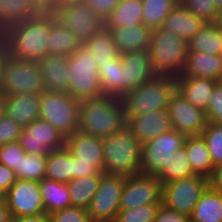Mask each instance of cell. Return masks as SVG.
<instances>
[{
	"label": "cell",
	"mask_w": 222,
	"mask_h": 222,
	"mask_svg": "<svg viewBox=\"0 0 222 222\" xmlns=\"http://www.w3.org/2000/svg\"><path fill=\"white\" fill-rule=\"evenodd\" d=\"M126 125L121 98L102 95L86 98L79 103L78 130L106 138Z\"/></svg>",
	"instance_id": "cell-1"
},
{
	"label": "cell",
	"mask_w": 222,
	"mask_h": 222,
	"mask_svg": "<svg viewBox=\"0 0 222 222\" xmlns=\"http://www.w3.org/2000/svg\"><path fill=\"white\" fill-rule=\"evenodd\" d=\"M104 173L131 176L141 173V146L125 125L103 138Z\"/></svg>",
	"instance_id": "cell-2"
},
{
	"label": "cell",
	"mask_w": 222,
	"mask_h": 222,
	"mask_svg": "<svg viewBox=\"0 0 222 222\" xmlns=\"http://www.w3.org/2000/svg\"><path fill=\"white\" fill-rule=\"evenodd\" d=\"M176 91V78L155 75L122 98L125 119L128 116L149 114L157 110H167L172 95Z\"/></svg>",
	"instance_id": "cell-3"
},
{
	"label": "cell",
	"mask_w": 222,
	"mask_h": 222,
	"mask_svg": "<svg viewBox=\"0 0 222 222\" xmlns=\"http://www.w3.org/2000/svg\"><path fill=\"white\" fill-rule=\"evenodd\" d=\"M188 51L187 40L162 28L152 29L148 52L156 75L178 77Z\"/></svg>",
	"instance_id": "cell-4"
},
{
	"label": "cell",
	"mask_w": 222,
	"mask_h": 222,
	"mask_svg": "<svg viewBox=\"0 0 222 222\" xmlns=\"http://www.w3.org/2000/svg\"><path fill=\"white\" fill-rule=\"evenodd\" d=\"M53 14H39L14 25L16 57L39 62L48 54Z\"/></svg>",
	"instance_id": "cell-5"
},
{
	"label": "cell",
	"mask_w": 222,
	"mask_h": 222,
	"mask_svg": "<svg viewBox=\"0 0 222 222\" xmlns=\"http://www.w3.org/2000/svg\"><path fill=\"white\" fill-rule=\"evenodd\" d=\"M70 76L68 93L79 101L104 95L98 65L91 52L82 44L68 56Z\"/></svg>",
	"instance_id": "cell-6"
},
{
	"label": "cell",
	"mask_w": 222,
	"mask_h": 222,
	"mask_svg": "<svg viewBox=\"0 0 222 222\" xmlns=\"http://www.w3.org/2000/svg\"><path fill=\"white\" fill-rule=\"evenodd\" d=\"M80 101L68 92L41 93L39 118L57 128L67 138L78 131Z\"/></svg>",
	"instance_id": "cell-7"
},
{
	"label": "cell",
	"mask_w": 222,
	"mask_h": 222,
	"mask_svg": "<svg viewBox=\"0 0 222 222\" xmlns=\"http://www.w3.org/2000/svg\"><path fill=\"white\" fill-rule=\"evenodd\" d=\"M44 77L38 62L25 59L7 61L0 86V96L21 93H43Z\"/></svg>",
	"instance_id": "cell-8"
},
{
	"label": "cell",
	"mask_w": 222,
	"mask_h": 222,
	"mask_svg": "<svg viewBox=\"0 0 222 222\" xmlns=\"http://www.w3.org/2000/svg\"><path fill=\"white\" fill-rule=\"evenodd\" d=\"M54 14L81 44L105 29V20L84 1L60 4Z\"/></svg>",
	"instance_id": "cell-9"
},
{
	"label": "cell",
	"mask_w": 222,
	"mask_h": 222,
	"mask_svg": "<svg viewBox=\"0 0 222 222\" xmlns=\"http://www.w3.org/2000/svg\"><path fill=\"white\" fill-rule=\"evenodd\" d=\"M208 187V178L198 174L163 183L162 205L191 216L197 202Z\"/></svg>",
	"instance_id": "cell-10"
},
{
	"label": "cell",
	"mask_w": 222,
	"mask_h": 222,
	"mask_svg": "<svg viewBox=\"0 0 222 222\" xmlns=\"http://www.w3.org/2000/svg\"><path fill=\"white\" fill-rule=\"evenodd\" d=\"M186 135L171 129L141 146V173L156 176L177 150L184 147Z\"/></svg>",
	"instance_id": "cell-11"
},
{
	"label": "cell",
	"mask_w": 222,
	"mask_h": 222,
	"mask_svg": "<svg viewBox=\"0 0 222 222\" xmlns=\"http://www.w3.org/2000/svg\"><path fill=\"white\" fill-rule=\"evenodd\" d=\"M127 176L103 173L88 213L93 222H115Z\"/></svg>",
	"instance_id": "cell-12"
},
{
	"label": "cell",
	"mask_w": 222,
	"mask_h": 222,
	"mask_svg": "<svg viewBox=\"0 0 222 222\" xmlns=\"http://www.w3.org/2000/svg\"><path fill=\"white\" fill-rule=\"evenodd\" d=\"M26 154L48 155L52 150L66 146L62 133L43 119H35L23 128L17 141Z\"/></svg>",
	"instance_id": "cell-13"
},
{
	"label": "cell",
	"mask_w": 222,
	"mask_h": 222,
	"mask_svg": "<svg viewBox=\"0 0 222 222\" xmlns=\"http://www.w3.org/2000/svg\"><path fill=\"white\" fill-rule=\"evenodd\" d=\"M162 182L154 175L143 173L126 177L120 199V209L162 203Z\"/></svg>",
	"instance_id": "cell-14"
},
{
	"label": "cell",
	"mask_w": 222,
	"mask_h": 222,
	"mask_svg": "<svg viewBox=\"0 0 222 222\" xmlns=\"http://www.w3.org/2000/svg\"><path fill=\"white\" fill-rule=\"evenodd\" d=\"M6 203L12 218L46 214L37 181L17 179L6 192Z\"/></svg>",
	"instance_id": "cell-15"
},
{
	"label": "cell",
	"mask_w": 222,
	"mask_h": 222,
	"mask_svg": "<svg viewBox=\"0 0 222 222\" xmlns=\"http://www.w3.org/2000/svg\"><path fill=\"white\" fill-rule=\"evenodd\" d=\"M172 128L186 136L201 135L208 120L206 112L191 105L177 91L167 106Z\"/></svg>",
	"instance_id": "cell-16"
},
{
	"label": "cell",
	"mask_w": 222,
	"mask_h": 222,
	"mask_svg": "<svg viewBox=\"0 0 222 222\" xmlns=\"http://www.w3.org/2000/svg\"><path fill=\"white\" fill-rule=\"evenodd\" d=\"M123 72V96L156 75L148 50L120 54Z\"/></svg>",
	"instance_id": "cell-17"
},
{
	"label": "cell",
	"mask_w": 222,
	"mask_h": 222,
	"mask_svg": "<svg viewBox=\"0 0 222 222\" xmlns=\"http://www.w3.org/2000/svg\"><path fill=\"white\" fill-rule=\"evenodd\" d=\"M126 126L141 144L147 143L158 135L173 129L167 110H157L139 116H128Z\"/></svg>",
	"instance_id": "cell-18"
},
{
	"label": "cell",
	"mask_w": 222,
	"mask_h": 222,
	"mask_svg": "<svg viewBox=\"0 0 222 222\" xmlns=\"http://www.w3.org/2000/svg\"><path fill=\"white\" fill-rule=\"evenodd\" d=\"M1 97L3 113L23 128L39 118L40 93H21Z\"/></svg>",
	"instance_id": "cell-19"
},
{
	"label": "cell",
	"mask_w": 222,
	"mask_h": 222,
	"mask_svg": "<svg viewBox=\"0 0 222 222\" xmlns=\"http://www.w3.org/2000/svg\"><path fill=\"white\" fill-rule=\"evenodd\" d=\"M66 147L78 161L90 163L99 172H104L102 138L78 130L66 138Z\"/></svg>",
	"instance_id": "cell-20"
},
{
	"label": "cell",
	"mask_w": 222,
	"mask_h": 222,
	"mask_svg": "<svg viewBox=\"0 0 222 222\" xmlns=\"http://www.w3.org/2000/svg\"><path fill=\"white\" fill-rule=\"evenodd\" d=\"M217 80L209 77H176V91L191 105L206 111Z\"/></svg>",
	"instance_id": "cell-21"
},
{
	"label": "cell",
	"mask_w": 222,
	"mask_h": 222,
	"mask_svg": "<svg viewBox=\"0 0 222 222\" xmlns=\"http://www.w3.org/2000/svg\"><path fill=\"white\" fill-rule=\"evenodd\" d=\"M38 64L47 91L68 92L70 82L68 56L47 54Z\"/></svg>",
	"instance_id": "cell-22"
},
{
	"label": "cell",
	"mask_w": 222,
	"mask_h": 222,
	"mask_svg": "<svg viewBox=\"0 0 222 222\" xmlns=\"http://www.w3.org/2000/svg\"><path fill=\"white\" fill-rule=\"evenodd\" d=\"M204 25L205 22L179 2L163 20L161 28L189 41Z\"/></svg>",
	"instance_id": "cell-23"
},
{
	"label": "cell",
	"mask_w": 222,
	"mask_h": 222,
	"mask_svg": "<svg viewBox=\"0 0 222 222\" xmlns=\"http://www.w3.org/2000/svg\"><path fill=\"white\" fill-rule=\"evenodd\" d=\"M110 31L113 42L120 54L135 51L148 50L152 29L143 23L133 28H106Z\"/></svg>",
	"instance_id": "cell-24"
},
{
	"label": "cell",
	"mask_w": 222,
	"mask_h": 222,
	"mask_svg": "<svg viewBox=\"0 0 222 222\" xmlns=\"http://www.w3.org/2000/svg\"><path fill=\"white\" fill-rule=\"evenodd\" d=\"M221 66L219 55L188 51L185 66L179 76L209 77L220 81Z\"/></svg>",
	"instance_id": "cell-25"
},
{
	"label": "cell",
	"mask_w": 222,
	"mask_h": 222,
	"mask_svg": "<svg viewBox=\"0 0 222 222\" xmlns=\"http://www.w3.org/2000/svg\"><path fill=\"white\" fill-rule=\"evenodd\" d=\"M184 147L195 174L209 178L214 165L202 135L187 136Z\"/></svg>",
	"instance_id": "cell-26"
},
{
	"label": "cell",
	"mask_w": 222,
	"mask_h": 222,
	"mask_svg": "<svg viewBox=\"0 0 222 222\" xmlns=\"http://www.w3.org/2000/svg\"><path fill=\"white\" fill-rule=\"evenodd\" d=\"M142 0H121L105 20V28H133L142 24Z\"/></svg>",
	"instance_id": "cell-27"
},
{
	"label": "cell",
	"mask_w": 222,
	"mask_h": 222,
	"mask_svg": "<svg viewBox=\"0 0 222 222\" xmlns=\"http://www.w3.org/2000/svg\"><path fill=\"white\" fill-rule=\"evenodd\" d=\"M188 50L219 55L222 52V25L218 22L205 23L188 41Z\"/></svg>",
	"instance_id": "cell-28"
},
{
	"label": "cell",
	"mask_w": 222,
	"mask_h": 222,
	"mask_svg": "<svg viewBox=\"0 0 222 222\" xmlns=\"http://www.w3.org/2000/svg\"><path fill=\"white\" fill-rule=\"evenodd\" d=\"M40 194L46 214L71 207V198L68 183H60L52 179L44 178L39 182Z\"/></svg>",
	"instance_id": "cell-29"
},
{
	"label": "cell",
	"mask_w": 222,
	"mask_h": 222,
	"mask_svg": "<svg viewBox=\"0 0 222 222\" xmlns=\"http://www.w3.org/2000/svg\"><path fill=\"white\" fill-rule=\"evenodd\" d=\"M73 164V155L66 146L52 150L47 155L45 178L68 183L73 179Z\"/></svg>",
	"instance_id": "cell-30"
},
{
	"label": "cell",
	"mask_w": 222,
	"mask_h": 222,
	"mask_svg": "<svg viewBox=\"0 0 222 222\" xmlns=\"http://www.w3.org/2000/svg\"><path fill=\"white\" fill-rule=\"evenodd\" d=\"M191 222H222V193L208 187L197 202Z\"/></svg>",
	"instance_id": "cell-31"
},
{
	"label": "cell",
	"mask_w": 222,
	"mask_h": 222,
	"mask_svg": "<svg viewBox=\"0 0 222 222\" xmlns=\"http://www.w3.org/2000/svg\"><path fill=\"white\" fill-rule=\"evenodd\" d=\"M104 172L97 175L74 178L68 182L71 206L88 209Z\"/></svg>",
	"instance_id": "cell-32"
},
{
	"label": "cell",
	"mask_w": 222,
	"mask_h": 222,
	"mask_svg": "<svg viewBox=\"0 0 222 222\" xmlns=\"http://www.w3.org/2000/svg\"><path fill=\"white\" fill-rule=\"evenodd\" d=\"M81 45L77 37L58 22L53 14V25L48 36V54L70 56Z\"/></svg>",
	"instance_id": "cell-33"
},
{
	"label": "cell",
	"mask_w": 222,
	"mask_h": 222,
	"mask_svg": "<svg viewBox=\"0 0 222 222\" xmlns=\"http://www.w3.org/2000/svg\"><path fill=\"white\" fill-rule=\"evenodd\" d=\"M121 64L122 60L119 55L117 58L98 66L101 90L104 95L123 97V72Z\"/></svg>",
	"instance_id": "cell-34"
},
{
	"label": "cell",
	"mask_w": 222,
	"mask_h": 222,
	"mask_svg": "<svg viewBox=\"0 0 222 222\" xmlns=\"http://www.w3.org/2000/svg\"><path fill=\"white\" fill-rule=\"evenodd\" d=\"M83 45L93 54L95 63L98 66L120 55L117 46L113 42L110 31L106 28L100 33L93 35L88 41L83 43Z\"/></svg>",
	"instance_id": "cell-35"
},
{
	"label": "cell",
	"mask_w": 222,
	"mask_h": 222,
	"mask_svg": "<svg viewBox=\"0 0 222 222\" xmlns=\"http://www.w3.org/2000/svg\"><path fill=\"white\" fill-rule=\"evenodd\" d=\"M193 175L195 173L192 170L185 147H182L177 150L176 156L171 158L168 165H165L156 177L163 184L177 179H185Z\"/></svg>",
	"instance_id": "cell-36"
},
{
	"label": "cell",
	"mask_w": 222,
	"mask_h": 222,
	"mask_svg": "<svg viewBox=\"0 0 222 222\" xmlns=\"http://www.w3.org/2000/svg\"><path fill=\"white\" fill-rule=\"evenodd\" d=\"M142 22L145 26L161 28L163 20L170 11L179 3V0H142Z\"/></svg>",
	"instance_id": "cell-37"
},
{
	"label": "cell",
	"mask_w": 222,
	"mask_h": 222,
	"mask_svg": "<svg viewBox=\"0 0 222 222\" xmlns=\"http://www.w3.org/2000/svg\"><path fill=\"white\" fill-rule=\"evenodd\" d=\"M39 15L29 0H0V19L16 24Z\"/></svg>",
	"instance_id": "cell-38"
},
{
	"label": "cell",
	"mask_w": 222,
	"mask_h": 222,
	"mask_svg": "<svg viewBox=\"0 0 222 222\" xmlns=\"http://www.w3.org/2000/svg\"><path fill=\"white\" fill-rule=\"evenodd\" d=\"M47 155L25 154L19 162V179L40 182L45 178Z\"/></svg>",
	"instance_id": "cell-39"
},
{
	"label": "cell",
	"mask_w": 222,
	"mask_h": 222,
	"mask_svg": "<svg viewBox=\"0 0 222 222\" xmlns=\"http://www.w3.org/2000/svg\"><path fill=\"white\" fill-rule=\"evenodd\" d=\"M201 135L207 144L214 167L222 163V124L208 122Z\"/></svg>",
	"instance_id": "cell-40"
},
{
	"label": "cell",
	"mask_w": 222,
	"mask_h": 222,
	"mask_svg": "<svg viewBox=\"0 0 222 222\" xmlns=\"http://www.w3.org/2000/svg\"><path fill=\"white\" fill-rule=\"evenodd\" d=\"M162 203H152L133 209H120L115 222H154Z\"/></svg>",
	"instance_id": "cell-41"
},
{
	"label": "cell",
	"mask_w": 222,
	"mask_h": 222,
	"mask_svg": "<svg viewBox=\"0 0 222 222\" xmlns=\"http://www.w3.org/2000/svg\"><path fill=\"white\" fill-rule=\"evenodd\" d=\"M205 23H215L219 20L220 10L214 0H179Z\"/></svg>",
	"instance_id": "cell-42"
},
{
	"label": "cell",
	"mask_w": 222,
	"mask_h": 222,
	"mask_svg": "<svg viewBox=\"0 0 222 222\" xmlns=\"http://www.w3.org/2000/svg\"><path fill=\"white\" fill-rule=\"evenodd\" d=\"M25 154L17 141L0 145V163L13 169L17 179H19V162Z\"/></svg>",
	"instance_id": "cell-43"
},
{
	"label": "cell",
	"mask_w": 222,
	"mask_h": 222,
	"mask_svg": "<svg viewBox=\"0 0 222 222\" xmlns=\"http://www.w3.org/2000/svg\"><path fill=\"white\" fill-rule=\"evenodd\" d=\"M14 25L0 19V56L7 61L16 59Z\"/></svg>",
	"instance_id": "cell-44"
},
{
	"label": "cell",
	"mask_w": 222,
	"mask_h": 222,
	"mask_svg": "<svg viewBox=\"0 0 222 222\" xmlns=\"http://www.w3.org/2000/svg\"><path fill=\"white\" fill-rule=\"evenodd\" d=\"M49 216L51 222H93L88 209L74 206L56 211Z\"/></svg>",
	"instance_id": "cell-45"
},
{
	"label": "cell",
	"mask_w": 222,
	"mask_h": 222,
	"mask_svg": "<svg viewBox=\"0 0 222 222\" xmlns=\"http://www.w3.org/2000/svg\"><path fill=\"white\" fill-rule=\"evenodd\" d=\"M206 116L208 122L222 124V82L218 81L209 100Z\"/></svg>",
	"instance_id": "cell-46"
},
{
	"label": "cell",
	"mask_w": 222,
	"mask_h": 222,
	"mask_svg": "<svg viewBox=\"0 0 222 222\" xmlns=\"http://www.w3.org/2000/svg\"><path fill=\"white\" fill-rule=\"evenodd\" d=\"M23 127L14 122L4 113L0 117V145L18 141Z\"/></svg>",
	"instance_id": "cell-47"
},
{
	"label": "cell",
	"mask_w": 222,
	"mask_h": 222,
	"mask_svg": "<svg viewBox=\"0 0 222 222\" xmlns=\"http://www.w3.org/2000/svg\"><path fill=\"white\" fill-rule=\"evenodd\" d=\"M154 222H191L190 216L160 205Z\"/></svg>",
	"instance_id": "cell-48"
},
{
	"label": "cell",
	"mask_w": 222,
	"mask_h": 222,
	"mask_svg": "<svg viewBox=\"0 0 222 222\" xmlns=\"http://www.w3.org/2000/svg\"><path fill=\"white\" fill-rule=\"evenodd\" d=\"M91 9L99 14L104 20L111 14L112 10L121 0H83Z\"/></svg>",
	"instance_id": "cell-49"
},
{
	"label": "cell",
	"mask_w": 222,
	"mask_h": 222,
	"mask_svg": "<svg viewBox=\"0 0 222 222\" xmlns=\"http://www.w3.org/2000/svg\"><path fill=\"white\" fill-rule=\"evenodd\" d=\"M73 179L82 178L90 175H97L99 171L90 165V163H85L78 161V158L73 156Z\"/></svg>",
	"instance_id": "cell-50"
},
{
	"label": "cell",
	"mask_w": 222,
	"mask_h": 222,
	"mask_svg": "<svg viewBox=\"0 0 222 222\" xmlns=\"http://www.w3.org/2000/svg\"><path fill=\"white\" fill-rule=\"evenodd\" d=\"M16 181L17 177L13 169L0 163V190L6 193Z\"/></svg>",
	"instance_id": "cell-51"
},
{
	"label": "cell",
	"mask_w": 222,
	"mask_h": 222,
	"mask_svg": "<svg viewBox=\"0 0 222 222\" xmlns=\"http://www.w3.org/2000/svg\"><path fill=\"white\" fill-rule=\"evenodd\" d=\"M39 14H54L58 0H29Z\"/></svg>",
	"instance_id": "cell-52"
},
{
	"label": "cell",
	"mask_w": 222,
	"mask_h": 222,
	"mask_svg": "<svg viewBox=\"0 0 222 222\" xmlns=\"http://www.w3.org/2000/svg\"><path fill=\"white\" fill-rule=\"evenodd\" d=\"M209 187L222 193V163L216 165L211 176L208 178Z\"/></svg>",
	"instance_id": "cell-53"
},
{
	"label": "cell",
	"mask_w": 222,
	"mask_h": 222,
	"mask_svg": "<svg viewBox=\"0 0 222 222\" xmlns=\"http://www.w3.org/2000/svg\"><path fill=\"white\" fill-rule=\"evenodd\" d=\"M12 222H51L48 214L13 217Z\"/></svg>",
	"instance_id": "cell-54"
},
{
	"label": "cell",
	"mask_w": 222,
	"mask_h": 222,
	"mask_svg": "<svg viewBox=\"0 0 222 222\" xmlns=\"http://www.w3.org/2000/svg\"><path fill=\"white\" fill-rule=\"evenodd\" d=\"M0 222H12V216L7 203L0 205Z\"/></svg>",
	"instance_id": "cell-55"
},
{
	"label": "cell",
	"mask_w": 222,
	"mask_h": 222,
	"mask_svg": "<svg viewBox=\"0 0 222 222\" xmlns=\"http://www.w3.org/2000/svg\"><path fill=\"white\" fill-rule=\"evenodd\" d=\"M6 63H7V60L0 56V86L2 83L3 72H4V68L6 66Z\"/></svg>",
	"instance_id": "cell-56"
},
{
	"label": "cell",
	"mask_w": 222,
	"mask_h": 222,
	"mask_svg": "<svg viewBox=\"0 0 222 222\" xmlns=\"http://www.w3.org/2000/svg\"><path fill=\"white\" fill-rule=\"evenodd\" d=\"M6 203V193L0 190V205Z\"/></svg>",
	"instance_id": "cell-57"
},
{
	"label": "cell",
	"mask_w": 222,
	"mask_h": 222,
	"mask_svg": "<svg viewBox=\"0 0 222 222\" xmlns=\"http://www.w3.org/2000/svg\"><path fill=\"white\" fill-rule=\"evenodd\" d=\"M83 0H58V5L60 4H67V3H74V2H80Z\"/></svg>",
	"instance_id": "cell-58"
},
{
	"label": "cell",
	"mask_w": 222,
	"mask_h": 222,
	"mask_svg": "<svg viewBox=\"0 0 222 222\" xmlns=\"http://www.w3.org/2000/svg\"><path fill=\"white\" fill-rule=\"evenodd\" d=\"M215 1V4L216 6L218 7L219 10L222 9V0H214Z\"/></svg>",
	"instance_id": "cell-59"
},
{
	"label": "cell",
	"mask_w": 222,
	"mask_h": 222,
	"mask_svg": "<svg viewBox=\"0 0 222 222\" xmlns=\"http://www.w3.org/2000/svg\"><path fill=\"white\" fill-rule=\"evenodd\" d=\"M3 114V102H2V97L0 96V117Z\"/></svg>",
	"instance_id": "cell-60"
},
{
	"label": "cell",
	"mask_w": 222,
	"mask_h": 222,
	"mask_svg": "<svg viewBox=\"0 0 222 222\" xmlns=\"http://www.w3.org/2000/svg\"><path fill=\"white\" fill-rule=\"evenodd\" d=\"M220 60H221V65H222V52L219 54ZM220 81L222 82V66H221V75H220Z\"/></svg>",
	"instance_id": "cell-61"
},
{
	"label": "cell",
	"mask_w": 222,
	"mask_h": 222,
	"mask_svg": "<svg viewBox=\"0 0 222 222\" xmlns=\"http://www.w3.org/2000/svg\"><path fill=\"white\" fill-rule=\"evenodd\" d=\"M218 23H219L220 25H222V9L220 10V15H219Z\"/></svg>",
	"instance_id": "cell-62"
}]
</instances>
